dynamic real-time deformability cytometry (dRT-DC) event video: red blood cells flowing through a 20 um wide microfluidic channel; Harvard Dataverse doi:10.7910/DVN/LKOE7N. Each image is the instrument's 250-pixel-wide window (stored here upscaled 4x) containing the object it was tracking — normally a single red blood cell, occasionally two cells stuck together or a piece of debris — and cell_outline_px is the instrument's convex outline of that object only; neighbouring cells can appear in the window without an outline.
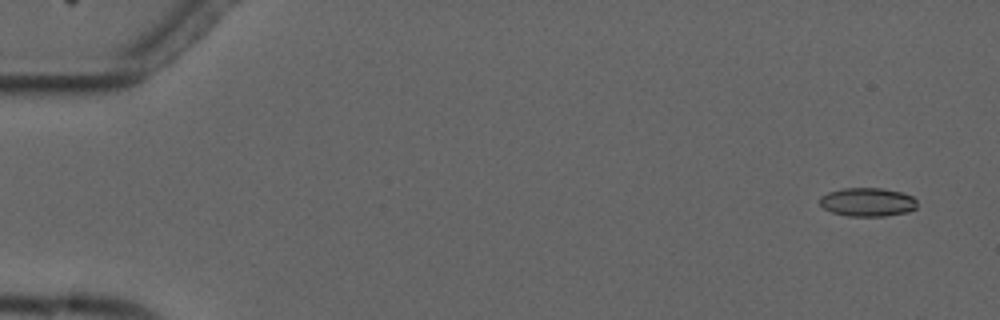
{"species": "common noctule bat (a hibernating species)", "species_latin": "Nyctalus noctula", "temperature_condition": "cold", "stored_images_in_passage": 3, "segment_of_instrument_passage": [2, 2], "camera_frame_rate_fps": 3000, "um_per_image_px": 0.085, "animal": {"sex": "male", "forearm_length_mm": 52.5}, "frame": {"image": 1, "passage_image": 3, "time_ms": 3.333, "image_size_px": [1000, 320], "cell_outline_px": [[916, 208], [908, 212], [884, 216], [848, 216], [832, 212], [824, 208], [820, 204], [820, 196], [828, 192], [844, 188], [880, 188], [900, 192], [912, 196], [916, 200]], "centroid_in_image_um": [73.73, 17.18], "position_along_channel_um": 11.3, "area_um2": 16.18}}